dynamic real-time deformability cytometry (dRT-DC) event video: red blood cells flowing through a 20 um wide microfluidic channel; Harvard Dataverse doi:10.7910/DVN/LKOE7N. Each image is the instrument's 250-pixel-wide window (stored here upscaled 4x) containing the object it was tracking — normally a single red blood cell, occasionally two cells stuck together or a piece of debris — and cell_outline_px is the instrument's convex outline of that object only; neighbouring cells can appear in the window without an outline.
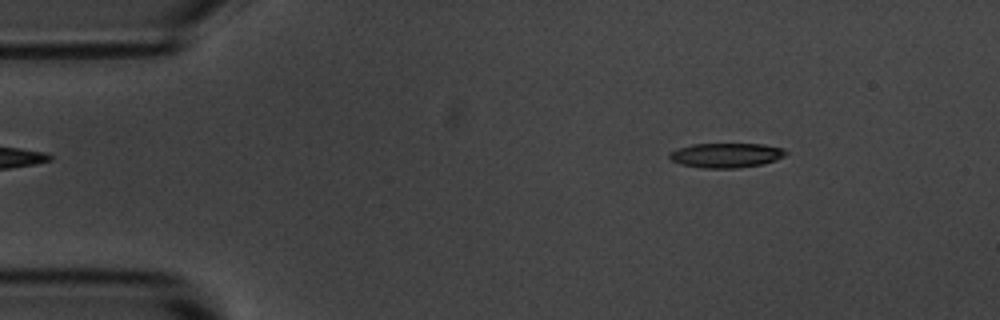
{"species": "common noctule bat (a hibernating species)", "species_latin": "Nyctalus noctula", "temperature_condition": "room temperature", "stored_images_in_passage": 3, "camera_frame_rate_fps": 3000, "um_per_image_px": 0.085, "animal": {"sex": "male", "body_mass_g": 20.1, "forearm_length_mm": 53.5}, "frame": {"image": 1, "passage_image": 1, "time_ms": 0.0, "image_size_px": [1000, 320], "cell_outline_px": [[788, 152], [784, 156], [776, 160], [760, 164], [736, 168], [704, 168], [680, 164], [672, 160], [668, 156], [668, 152], [692, 144], [764, 144], [784, 148]], "centroid_in_image_um": [61.73, 13.19], "position_along_channel_um": 23.3, "area_um2": 16.65}}